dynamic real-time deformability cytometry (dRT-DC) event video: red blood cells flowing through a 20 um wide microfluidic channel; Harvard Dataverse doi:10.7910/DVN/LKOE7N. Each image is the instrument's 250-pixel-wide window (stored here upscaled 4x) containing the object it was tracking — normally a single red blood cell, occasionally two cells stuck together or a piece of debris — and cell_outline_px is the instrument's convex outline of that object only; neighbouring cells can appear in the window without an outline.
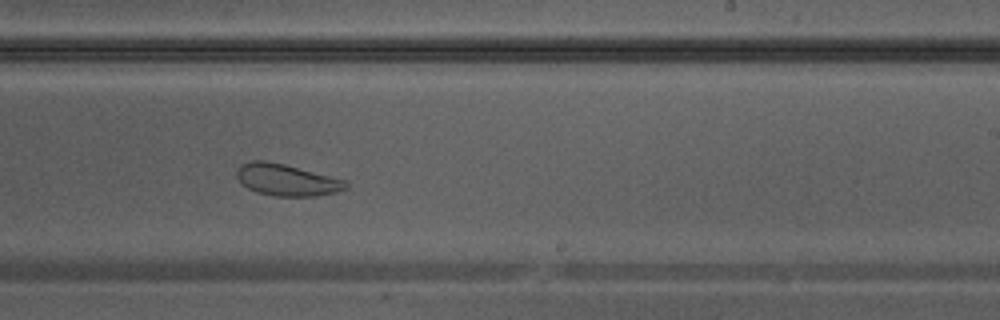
{"species": "Egyptian fruit bat (a non-hibernating species)", "species_latin": "Rousettus aegyptiacus", "temperature_condition": "warm", "stored_images_in_passage": 38, "camera_frame_rate_fps": 3000, "um_per_image_px": 0.085, "animal": {"sex": "male"}, "frame": {"image": 1, "passage_image": 22, "time_ms": 7.0, "image_size_px": [1000, 320], "cell_outline_px": [[348, 188], [336, 192], [316, 196], [272, 196], [256, 192], [240, 184], [236, 176], [236, 168], [240, 164], [252, 160], [264, 160], [284, 164], [348, 180]], "centroid_in_image_um": [24.35, 15.29], "position_along_channel_um": 264.7, "area_um2": 20.52}}